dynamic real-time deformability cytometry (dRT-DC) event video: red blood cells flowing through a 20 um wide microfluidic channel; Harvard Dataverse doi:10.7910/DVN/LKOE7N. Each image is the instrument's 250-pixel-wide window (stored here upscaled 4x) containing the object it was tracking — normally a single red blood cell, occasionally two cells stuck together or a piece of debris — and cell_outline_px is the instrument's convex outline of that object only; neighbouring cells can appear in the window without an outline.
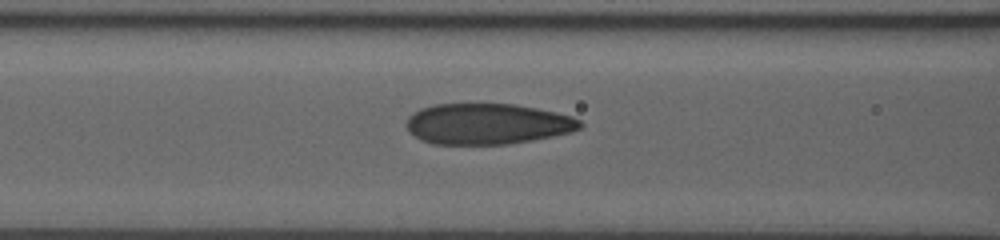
{"species": "human", "species_latin": "Homo sapiens", "temperature_condition": "room temperature", "stored_images_in_passage": 31, "camera_frame_rate_fps": 3000, "um_per_image_px": 0.085, "donor": {"sex": "male"}, "frame": {"image": 1, "passage_image": 10, "time_ms": 3.0, "image_size_px": [1000, 240], "cell_outline_px": [[584, 124], [580, 128], [572, 132], [532, 140], [508, 144], [432, 144], [420, 140], [408, 128], [408, 116], [412, 112], [420, 108], [432, 104], [516, 104], [556, 112], [572, 116], [580, 120]], "centroid_in_image_um": [41.44, 10.52], "position_along_channel_um": 125.2, "area_um2": 41.38}}
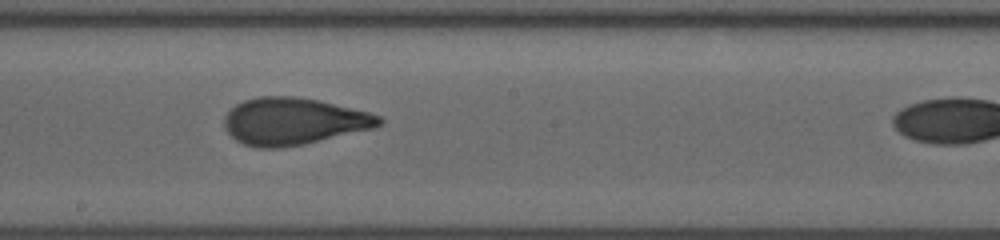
{"frame": {"image": 2, "passage_image": 17, "time_ms": 5.333, "image_size_px": [1000, 240], "cell_outline_px": [[384, 120], [376, 128], [304, 144], [280, 148], [256, 148], [244, 144], [236, 140], [224, 128], [224, 116], [236, 104], [244, 100], [260, 96], [296, 96], [316, 100], [368, 112], [380, 116]], "centroid_in_image_um": [24.93, 10.32], "position_along_channel_um": 223.3, "area_um2": 42.37}}
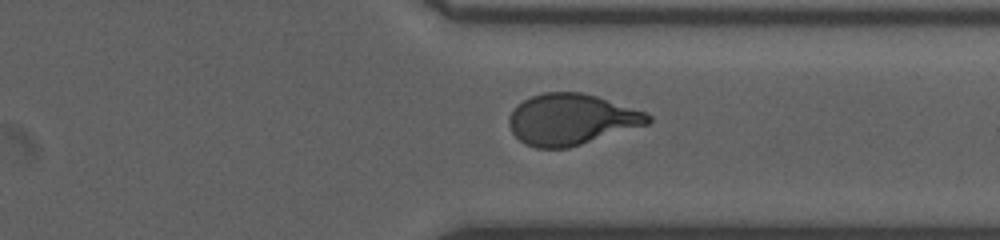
{"frame": {"image": 3, "passage_image": 27, "time_ms": 8.667, "image_size_px": [1000, 240], "cell_outline_px": [[652, 120], [648, 124], [568, 148], [536, 148], [524, 144], [512, 132], [508, 124], [508, 116], [524, 100], [532, 96], [544, 92], [580, 92], [596, 96], [644, 112], [652, 116]], "centroid_in_image_um": [48.54, 10.16], "position_along_channel_um": 362.9, "area_um2": 40.92}}